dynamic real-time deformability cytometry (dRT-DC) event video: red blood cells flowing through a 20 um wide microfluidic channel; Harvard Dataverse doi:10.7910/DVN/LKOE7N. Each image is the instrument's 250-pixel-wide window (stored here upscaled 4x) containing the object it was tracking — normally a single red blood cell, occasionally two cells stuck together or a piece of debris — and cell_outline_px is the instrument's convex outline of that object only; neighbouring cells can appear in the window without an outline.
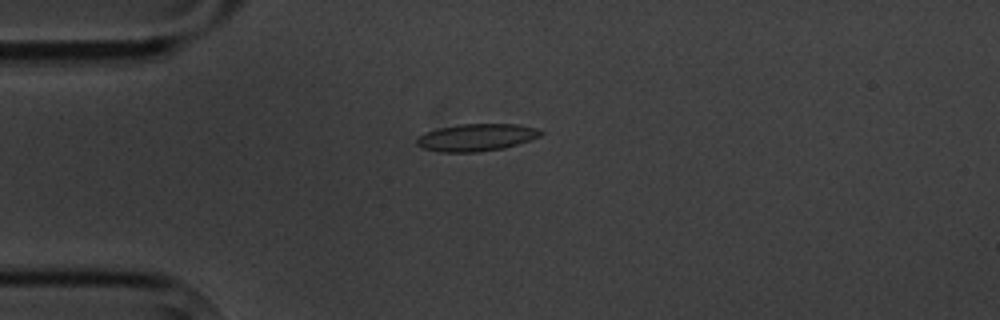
{"species": "common noctule bat (a hibernating species)", "species_latin": "Nyctalus noctula", "temperature_condition": "cold", "stored_images_in_passage": 9, "camera_frame_rate_fps": 3000, "um_per_image_px": 0.085, "animal": {"sex": "male", "body_mass_g": 20.1, "forearm_length_mm": 53.5}, "frame": {"image": 1, "passage_image": 2, "time_ms": 1.0, "image_size_px": [1000, 320], "cell_outline_px": [[544, 132], [540, 136], [504, 148], [476, 152], [440, 152], [424, 148], [416, 144], [416, 140], [424, 132], [440, 128], [460, 124], [516, 124], [536, 128]], "centroid_in_image_um": [40.48, 11.68], "position_along_channel_um": 44.5, "area_um2": 19.48}}
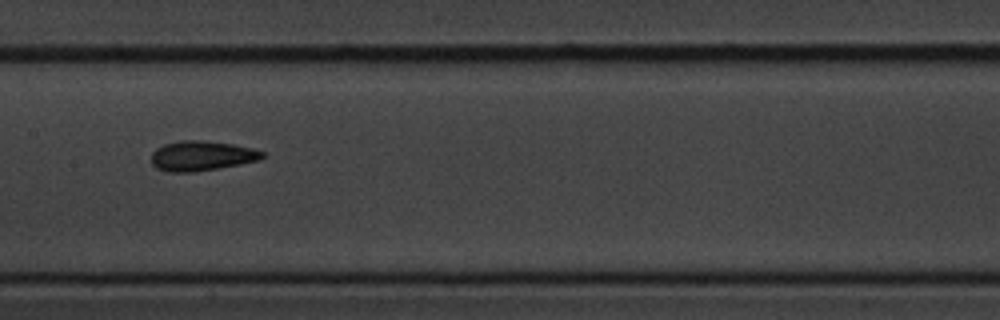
{"frame": {"image": 2, "passage_image": 6, "time_ms": 5.667, "image_size_px": [1000, 320], "cell_outline_px": [[264, 156], [256, 160], [240, 164], [192, 172], [168, 172], [156, 168], [152, 164], [152, 152], [156, 148], [164, 144], [180, 140], [200, 140], [232, 144], [252, 148], [264, 152]], "centroid_in_image_um": [17.09, 13.24], "position_along_channel_um": 190.3, "area_um2": 19.13}}
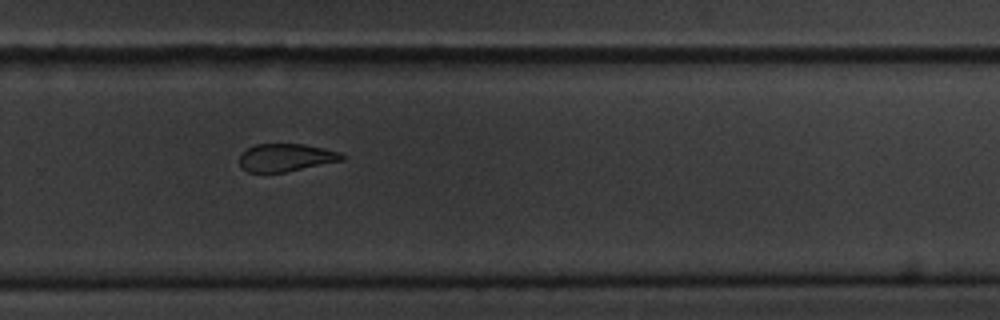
{"frame": {"image": 3, "passage_image": 9, "time_ms": 9.0, "image_size_px": [1000, 320], "cell_outline_px": [[344, 160], [284, 172], [248, 172], [240, 168], [240, 152], [256, 144], [304, 144], [324, 148], [340, 152], [344, 156]], "centroid_in_image_um": [24.28, 13.39], "position_along_channel_um": 305.5, "area_um2": 16.59}}